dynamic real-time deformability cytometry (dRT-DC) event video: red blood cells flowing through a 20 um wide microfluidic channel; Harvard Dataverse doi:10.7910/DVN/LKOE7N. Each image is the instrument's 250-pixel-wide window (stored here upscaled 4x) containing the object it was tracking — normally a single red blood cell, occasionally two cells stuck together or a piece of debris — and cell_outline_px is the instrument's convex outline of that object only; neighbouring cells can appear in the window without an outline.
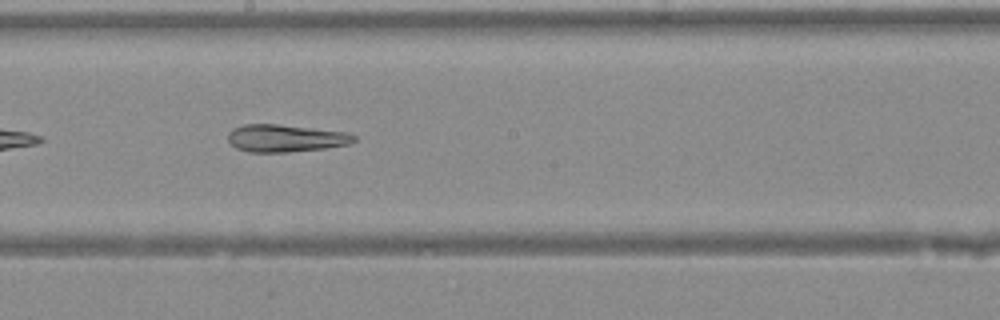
{"species": "Egyptian fruit bat (a non-hibernating species)", "species_latin": "Rousettus aegyptiacus", "temperature_condition": "warm", "stored_images_in_passage": 42, "camera_frame_rate_fps": 3000, "um_per_image_px": 0.085, "animal": {"sex": "female"}, "frame": {"image": 1, "passage_image": 24, "time_ms": 7.667, "image_size_px": [1000, 320], "cell_outline_px": [[356, 140], [348, 144], [324, 148], [288, 152], [248, 152], [236, 148], [228, 140], [228, 132], [232, 128], [244, 124], [280, 124], [348, 132], [356, 136]], "centroid_in_image_um": [24.25, 11.74], "position_along_channel_um": 223.9, "area_um2": 20.23}}